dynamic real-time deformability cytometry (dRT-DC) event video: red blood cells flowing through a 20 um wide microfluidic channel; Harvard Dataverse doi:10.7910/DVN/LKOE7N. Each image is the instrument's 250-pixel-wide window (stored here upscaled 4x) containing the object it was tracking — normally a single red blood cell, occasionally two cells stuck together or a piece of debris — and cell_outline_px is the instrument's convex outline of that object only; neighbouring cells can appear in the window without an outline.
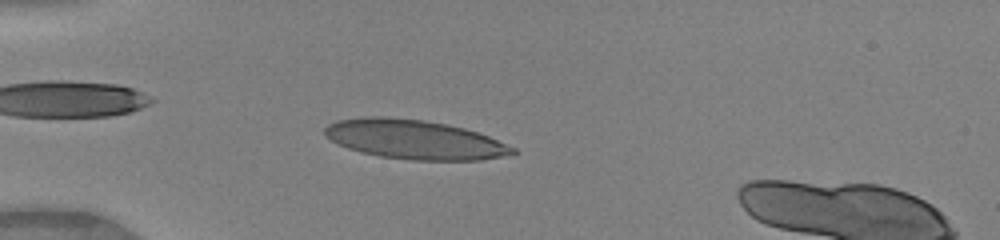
{"species": "human", "species_latin": "Homo sapiens", "temperature_condition": "warm", "stored_images_in_passage": 37, "camera_frame_rate_fps": 3000, "um_per_image_px": 0.085, "donor": {"sex": "female"}, "frame": {"image": 1, "passage_image": 2, "time_ms": 0.333, "image_size_px": [1000, 240], "cell_outline_px": [[516, 152], [512, 156], [480, 160], [412, 160], [380, 156], [360, 152], [348, 148], [324, 136], [324, 128], [328, 124], [336, 120], [364, 116], [384, 116], [424, 120], [448, 124], [464, 128], [488, 136], [516, 148]], "centroid_in_image_um": [35.24, 11.85], "position_along_channel_um": 49.8, "area_um2": 43.23}}
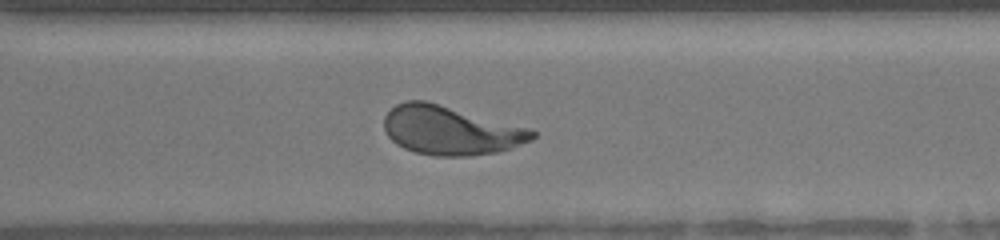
{"frame": {"image": 2, "passage_image": 24, "time_ms": 7.667, "image_size_px": [1000, 240], "cell_outline_px": [[536, 136], [532, 140], [496, 152], [468, 156], [436, 156], [416, 152], [404, 148], [396, 144], [388, 136], [384, 128], [384, 116], [396, 104], [408, 100], [424, 100], [532, 128], [536, 132]], "centroid_in_image_um": [38.3, 11.08], "position_along_channel_um": 332.3, "area_um2": 42.14}}
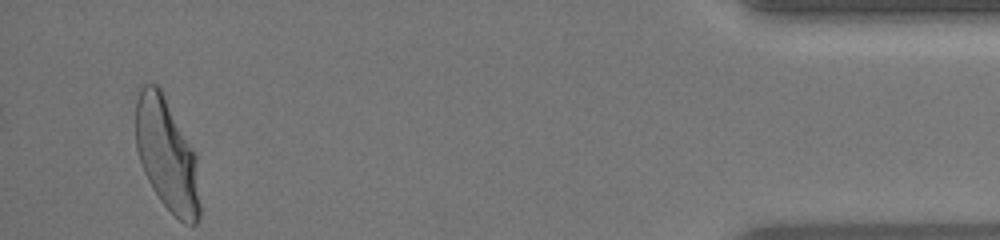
{"frame": {"image": 3, "passage_image": 35, "time_ms": 11.333, "image_size_px": [1000, 240], "cell_outline_px": [[200, 216], [196, 224], [184, 224], [160, 200], [152, 188], [144, 172], [136, 148], [136, 100], [140, 88], [144, 84], [156, 84], [160, 88], [192, 148], [196, 156], [200, 204]], "centroid_in_image_um": [14.18, 13.18], "position_along_channel_um": 421.0, "area_um2": 41.56}}